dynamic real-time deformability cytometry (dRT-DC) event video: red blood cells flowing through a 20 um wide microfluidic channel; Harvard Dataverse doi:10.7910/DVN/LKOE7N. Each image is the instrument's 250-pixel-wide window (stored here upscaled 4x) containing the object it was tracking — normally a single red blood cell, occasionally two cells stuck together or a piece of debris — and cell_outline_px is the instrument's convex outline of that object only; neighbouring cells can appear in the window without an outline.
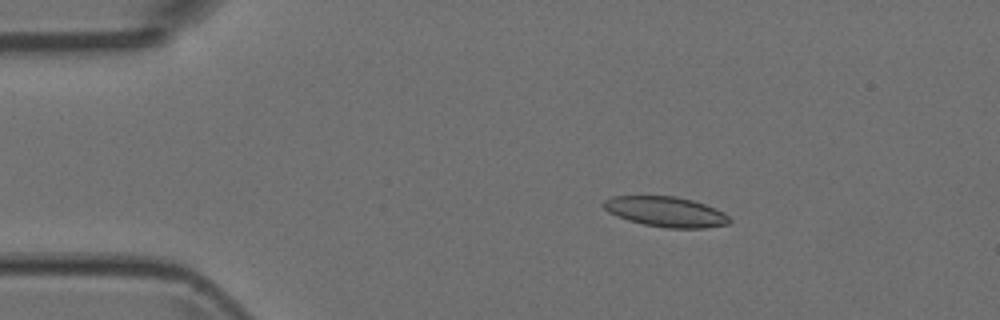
{"species": "Egyptian fruit bat (a non-hibernating species)", "species_latin": "Rousettus aegyptiacus", "temperature_condition": "room temperature", "stored_images_in_passage": 6, "camera_frame_rate_fps": 3000, "um_per_image_px": 0.085, "animal": {"sex": "female"}, "frame": {"image": 1, "passage_image": 2, "time_ms": 0.333, "image_size_px": [1000, 320], "cell_outline_px": [[732, 220], [728, 224], [704, 228], [668, 228], [644, 224], [628, 220], [616, 216], [608, 212], [604, 208], [604, 200], [612, 196], [676, 196], [692, 200], [716, 208], [724, 212]], "centroid_in_image_um": [56.61, 18.0], "position_along_channel_um": 28.4, "area_um2": 22.14}}
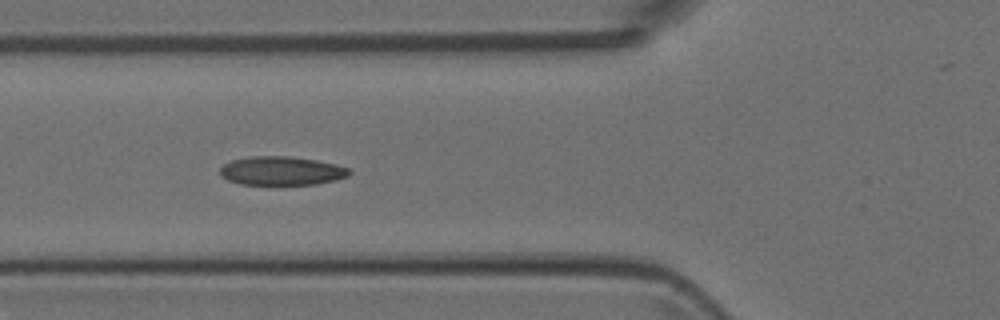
{"frame": {"image": 2, "passage_image": 5, "time_ms": 1.333, "image_size_px": [1000, 320], "cell_outline_px": [[352, 172], [348, 176], [336, 180], [316, 184], [240, 184], [228, 180], [220, 176], [220, 168], [224, 164], [232, 160], [252, 156], [292, 156], [316, 160], [336, 164], [348, 168]], "centroid_in_image_um": [23.94, 14.51], "position_along_channel_um": 101.9, "area_um2": 21.68}}
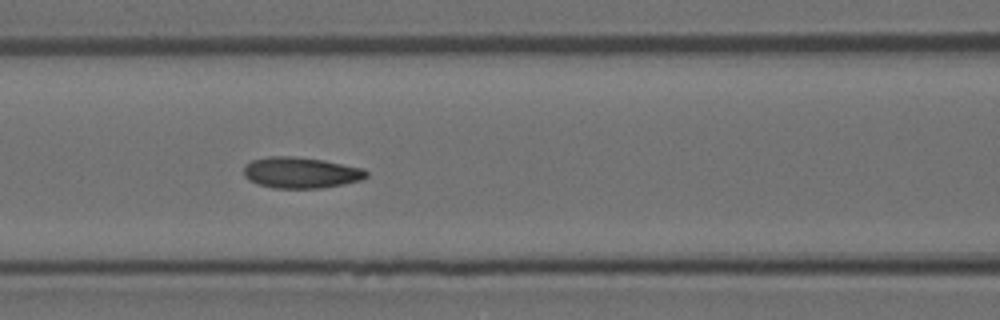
{"frame": {"image": 3, "passage_image": 6, "time_ms": 1.667, "image_size_px": [1000, 320], "cell_outline_px": [[368, 176], [360, 180], [344, 184], [320, 188], [272, 188], [256, 184], [248, 180], [244, 176], [244, 164], [252, 160], [268, 156], [292, 156], [324, 160], [364, 168], [368, 172]], "centroid_in_image_um": [25.55, 14.67], "position_along_channel_um": 141.1, "area_um2": 22.43}}